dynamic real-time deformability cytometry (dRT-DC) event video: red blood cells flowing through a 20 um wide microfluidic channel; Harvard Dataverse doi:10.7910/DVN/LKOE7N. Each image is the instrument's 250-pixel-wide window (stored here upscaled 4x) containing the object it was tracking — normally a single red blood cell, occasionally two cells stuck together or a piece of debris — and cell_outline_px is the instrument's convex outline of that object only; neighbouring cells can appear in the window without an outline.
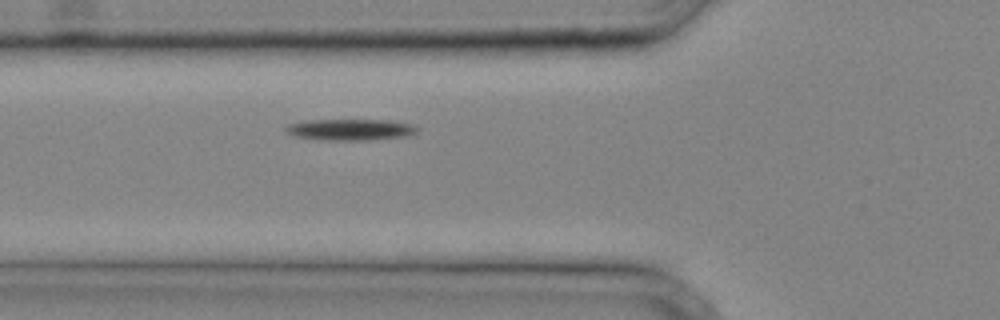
{"species": "common noctule bat (a hibernating species)", "species_latin": "Nyctalus noctula", "temperature_condition": "cold", "stored_images_in_passage": 26, "camera_frame_rate_fps": 3000, "um_per_image_px": 0.085, "animal": {"sex": "male", "body_mass_g": 20.4}, "frame": {"image": 1, "passage_image": 5, "time_ms": 1.333, "image_size_px": [1000, 320], "cell_outline_px": [[420, 128], [416, 132], [408, 136], [368, 140], [320, 140], [296, 136], [288, 132], [284, 128], [288, 124], [308, 120], [388, 120], [412, 124]], "centroid_in_image_um": [29.81, 11.02], "position_along_channel_um": 96.0, "area_um2": 16.3}}
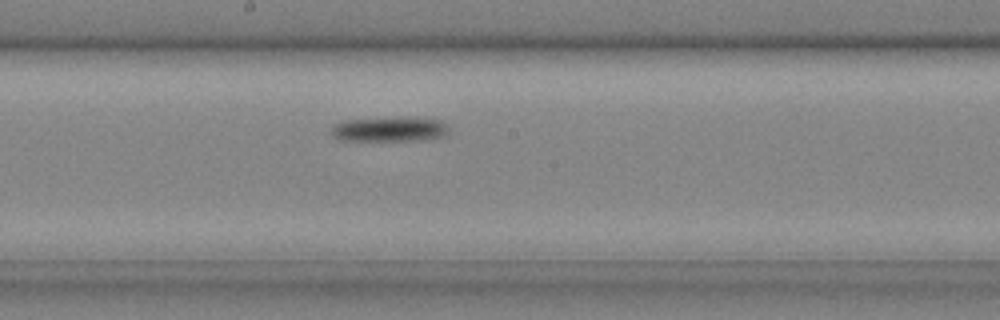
{"frame": {"image": 2, "passage_image": 12, "time_ms": 3.667, "image_size_px": [1000, 320], "cell_outline_px": [[448, 132], [444, 136], [432, 140], [340, 140], [332, 132], [332, 124], [340, 120], [412, 116], [416, 116], [444, 120], [448, 128]], "centroid_in_image_um": [33.19, 10.95], "position_along_channel_um": 215.0, "area_um2": 17.51}}
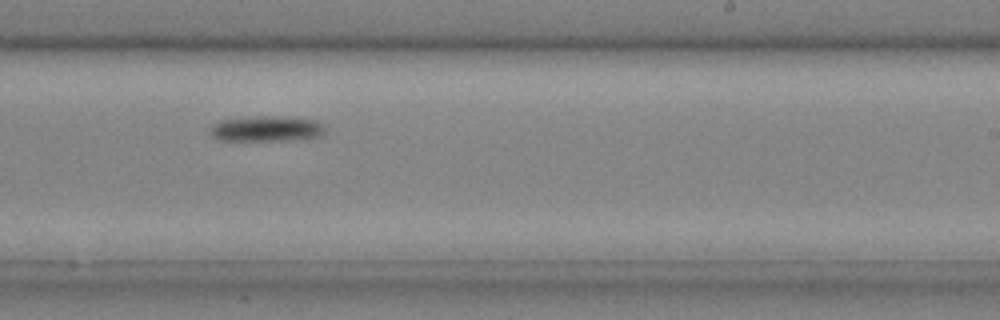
{"frame": {"image": 3, "passage_image": 15, "time_ms": 4.667, "image_size_px": [1000, 320], "cell_outline_px": [[324, 136], [288, 140], [220, 140], [212, 136], [212, 124], [224, 120], [272, 116], [316, 120], [324, 124]], "centroid_in_image_um": [22.73, 10.96], "position_along_channel_um": 266.3, "area_um2": 16.59}}